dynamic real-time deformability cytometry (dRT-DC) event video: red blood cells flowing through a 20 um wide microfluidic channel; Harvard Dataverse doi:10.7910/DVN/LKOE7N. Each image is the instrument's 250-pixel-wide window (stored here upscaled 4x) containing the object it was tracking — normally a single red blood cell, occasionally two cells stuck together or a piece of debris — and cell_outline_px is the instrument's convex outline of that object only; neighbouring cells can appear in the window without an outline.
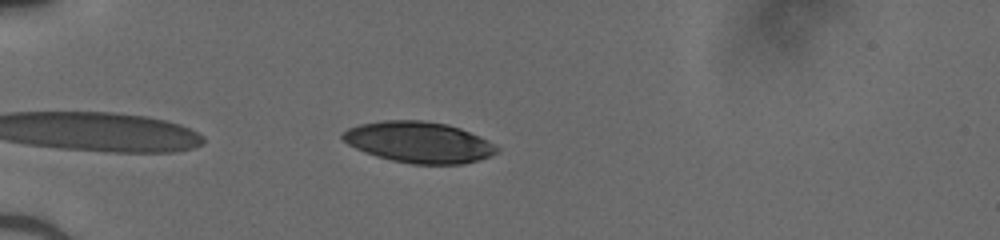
{"species": "human", "species_latin": "Homo sapiens", "temperature_condition": "cold", "stored_images_in_passage": 37, "camera_frame_rate_fps": 3000, "um_per_image_px": 0.085, "donor": {"sex": "male"}, "frame": {"image": 1, "passage_image": 2, "time_ms": 0.333, "image_size_px": [1000, 240], "cell_outline_px": [[500, 148], [496, 152], [488, 156], [476, 160], [460, 164], [412, 164], [392, 160], [376, 156], [356, 148], [348, 144], [340, 136], [348, 128], [360, 124], [384, 120], [420, 120], [448, 124], [460, 128], [480, 136], [496, 144]], "centroid_in_image_um": [35.61, 12.08], "position_along_channel_um": 49.4, "area_um2": 36.7}}
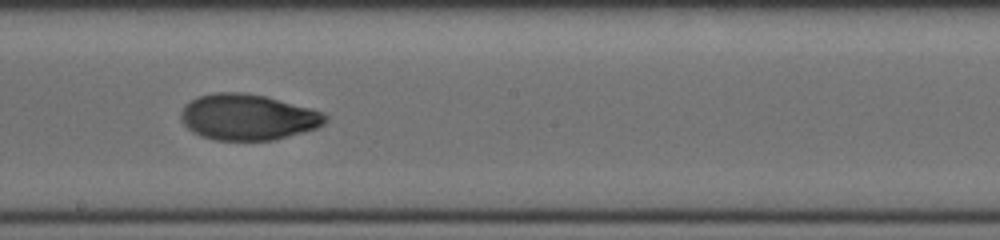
{"frame": {"image": 2, "passage_image": 17, "time_ms": 5.333, "image_size_px": [1000, 240], "cell_outline_px": [[328, 120], [324, 124], [316, 128], [276, 140], [216, 140], [200, 136], [192, 132], [180, 120], [180, 112], [184, 104], [200, 96], [212, 92], [244, 92], [264, 96], [312, 108], [328, 116]], "centroid_in_image_um": [21.04, 9.95], "position_along_channel_um": 227.2, "area_um2": 38.84}}
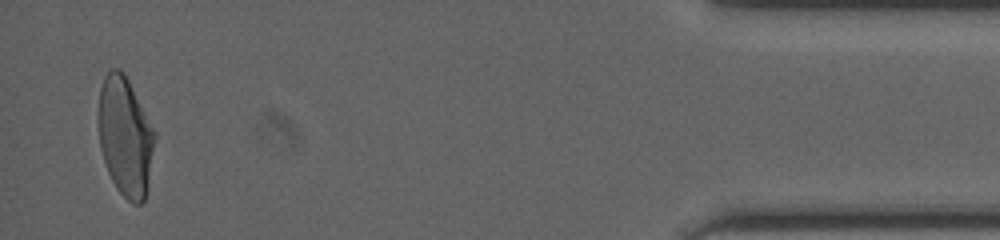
{"frame": {"image": 3, "passage_image": 36, "time_ms": 11.667, "image_size_px": [1000, 240], "cell_outline_px": [[156, 136], [144, 200], [140, 204], [132, 204], [116, 188], [108, 172], [100, 148], [100, 88], [104, 76], [112, 68], [120, 68], [124, 72], [156, 132]], "centroid_in_image_um": [10.66, 11.59], "position_along_channel_um": 424.5, "area_um2": 38.44}}